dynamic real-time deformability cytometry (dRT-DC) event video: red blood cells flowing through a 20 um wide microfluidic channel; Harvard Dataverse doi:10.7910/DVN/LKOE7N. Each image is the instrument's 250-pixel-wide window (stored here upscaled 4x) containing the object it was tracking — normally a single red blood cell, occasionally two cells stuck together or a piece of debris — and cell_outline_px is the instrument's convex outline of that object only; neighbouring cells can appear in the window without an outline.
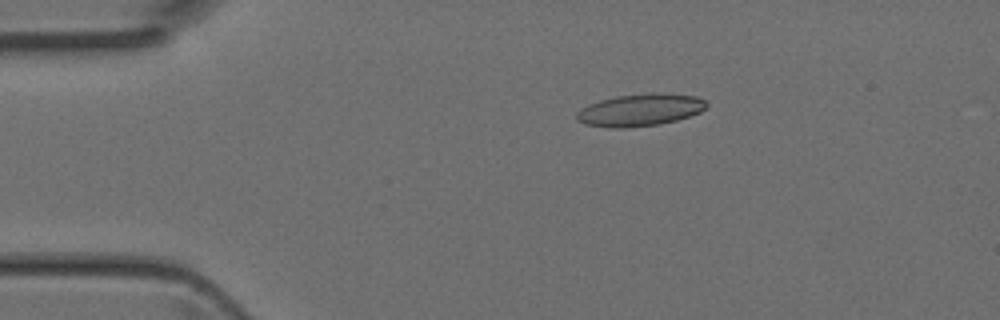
{"species": "Egyptian fruit bat (a non-hibernating species)", "species_latin": "Rousettus aegyptiacus", "temperature_condition": "room temperature", "stored_images_in_passage": 3, "camera_frame_rate_fps": 3000, "um_per_image_px": 0.085, "animal": {"sex": "female"}, "frame": {"image": 1, "passage_image": 2, "time_ms": 0.333, "image_size_px": [1000, 320], "cell_outline_px": [[708, 104], [700, 112], [676, 120], [660, 124], [628, 128], [612, 128], [584, 124], [576, 120], [576, 112], [580, 108], [588, 104], [600, 100], [616, 96], [652, 92], [660, 92], [696, 96], [704, 100]], "centroid_in_image_um": [54.37, 9.34], "position_along_channel_um": 30.6, "area_um2": 24.62}}